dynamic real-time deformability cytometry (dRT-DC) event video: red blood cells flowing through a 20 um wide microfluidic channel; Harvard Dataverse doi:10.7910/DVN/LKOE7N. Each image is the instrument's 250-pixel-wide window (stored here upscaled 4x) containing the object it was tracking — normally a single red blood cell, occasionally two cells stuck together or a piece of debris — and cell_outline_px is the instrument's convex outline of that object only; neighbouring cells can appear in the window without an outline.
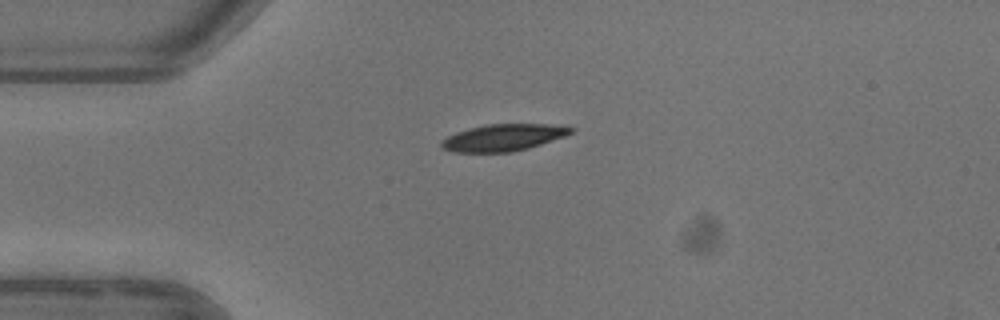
{"species": "common noctule bat (a hibernating species)", "species_latin": "Nyctalus noctula", "temperature_condition": "warm", "stored_images_in_passage": 3, "camera_frame_rate_fps": 3000, "um_per_image_px": 0.085, "animal": {"sex": "female"}, "frame": {"image": 1, "passage_image": 1, "time_ms": 0.0, "image_size_px": [1000, 320], "cell_outline_px": [[576, 128], [572, 132], [564, 136], [528, 148], [512, 152], [452, 152], [440, 148], [440, 140], [456, 132], [468, 128], [488, 124], [564, 124]], "centroid_in_image_um": [42.77, 11.68], "position_along_channel_um": 42.2, "area_um2": 20.46}}